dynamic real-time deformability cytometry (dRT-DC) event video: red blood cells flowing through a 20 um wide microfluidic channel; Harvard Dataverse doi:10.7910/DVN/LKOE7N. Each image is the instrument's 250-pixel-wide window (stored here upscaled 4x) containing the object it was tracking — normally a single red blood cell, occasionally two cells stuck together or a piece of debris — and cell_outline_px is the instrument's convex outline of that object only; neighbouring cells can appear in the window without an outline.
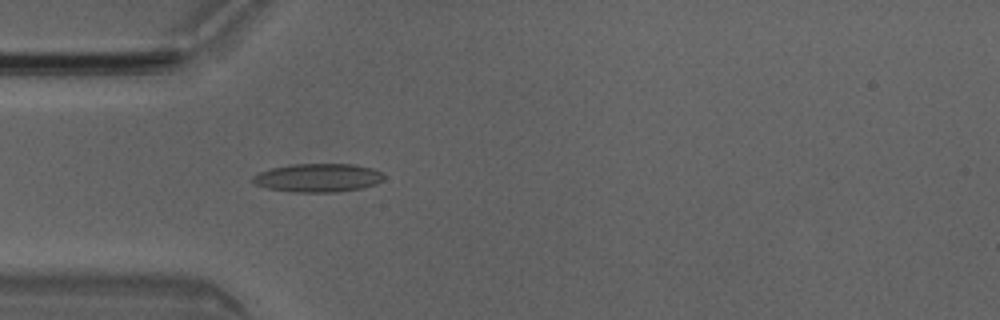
{"species": "Egyptian fruit bat (a non-hibernating species)", "species_latin": "Rousettus aegyptiacus", "temperature_condition": "room temperature", "stored_images_in_passage": 4, "camera_frame_rate_fps": 3000, "um_per_image_px": 0.085, "animal": {"sex": "male"}, "frame": {"image": 1, "passage_image": 4, "time_ms": 1.0, "image_size_px": [1000, 320], "cell_outline_px": [[384, 180], [376, 184], [364, 188], [336, 192], [292, 192], [268, 188], [252, 184], [252, 176], [260, 172], [272, 168], [292, 164], [356, 164], [372, 168], [384, 172]], "centroid_in_image_um": [27.07, 15.11], "position_along_channel_um": 57.9, "area_um2": 22.02}}